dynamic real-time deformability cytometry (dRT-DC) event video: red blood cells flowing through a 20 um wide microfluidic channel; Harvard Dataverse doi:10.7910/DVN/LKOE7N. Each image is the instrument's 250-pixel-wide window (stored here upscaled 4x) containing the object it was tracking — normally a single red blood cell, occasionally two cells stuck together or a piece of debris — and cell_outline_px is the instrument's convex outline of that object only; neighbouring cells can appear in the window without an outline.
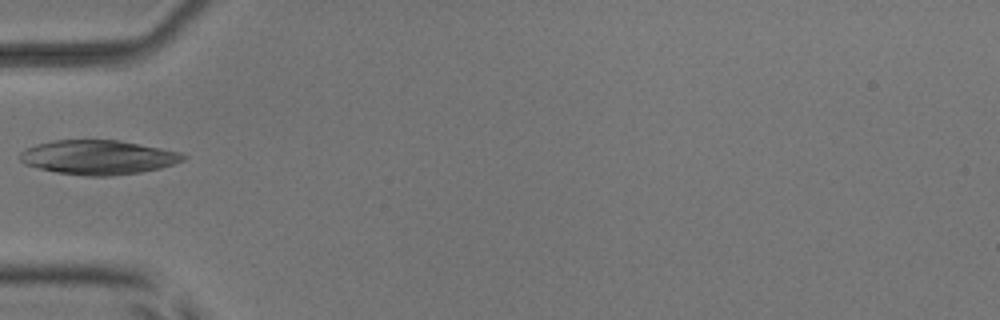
{"species": "common noctule bat (a hibernating species)", "species_latin": "Nyctalus noctula", "temperature_condition": "room temperature", "stored_images_in_passage": 5, "camera_frame_rate_fps": 3000, "um_per_image_px": 0.085, "animal": {"sex": "male", "body_mass_g": 17.9, "forearm_length_mm": 54.2}, "frame": {"image": 1, "passage_image": 5, "time_ms": 4.667, "image_size_px": [1000, 320], "cell_outline_px": [[188, 156], [184, 160], [160, 168], [140, 172], [112, 176], [88, 176], [56, 172], [24, 164], [20, 160], [20, 152], [36, 144], [52, 140], [120, 140], [180, 152]], "centroid_in_image_um": [8.35, 13.37], "position_along_channel_um": 76.7, "area_um2": 32.54}}